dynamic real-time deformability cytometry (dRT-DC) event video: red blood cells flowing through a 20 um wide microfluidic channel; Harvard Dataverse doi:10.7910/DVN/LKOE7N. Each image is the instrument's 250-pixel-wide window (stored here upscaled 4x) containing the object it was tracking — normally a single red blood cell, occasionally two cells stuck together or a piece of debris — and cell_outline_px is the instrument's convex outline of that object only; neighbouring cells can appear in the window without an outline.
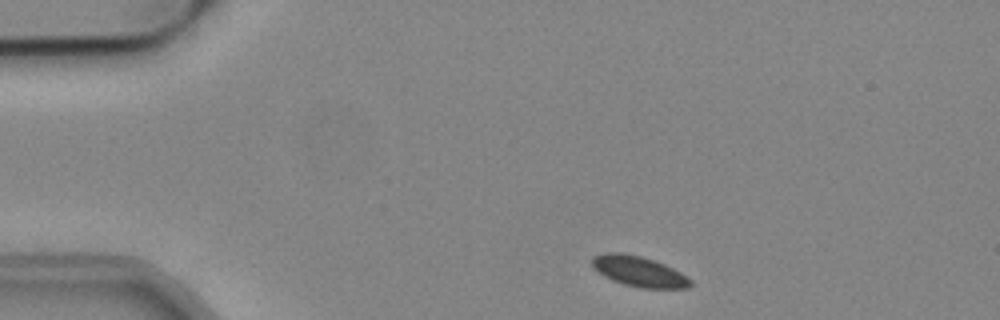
{"species": "common noctule bat (a hibernating species)", "species_latin": "Nyctalus noctula", "temperature_condition": "cold", "stored_images_in_passage": 6, "camera_frame_rate_fps": 3000, "um_per_image_px": 0.085, "animal": {"sex": "male", "body_mass_g": 19.2, "forearm_length_mm": 51.8}, "frame": {"image": 1, "passage_image": 1, "time_ms": 0.0, "image_size_px": [1000, 320], "cell_outline_px": [[692, 284], [688, 288], [640, 288], [624, 284], [612, 280], [604, 276], [592, 268], [592, 256], [604, 252], [620, 252], [640, 256], [664, 264], [680, 272], [692, 280]], "centroid_in_image_um": [54.27, 23.06], "position_along_channel_um": 30.7, "area_um2": 17.46}}